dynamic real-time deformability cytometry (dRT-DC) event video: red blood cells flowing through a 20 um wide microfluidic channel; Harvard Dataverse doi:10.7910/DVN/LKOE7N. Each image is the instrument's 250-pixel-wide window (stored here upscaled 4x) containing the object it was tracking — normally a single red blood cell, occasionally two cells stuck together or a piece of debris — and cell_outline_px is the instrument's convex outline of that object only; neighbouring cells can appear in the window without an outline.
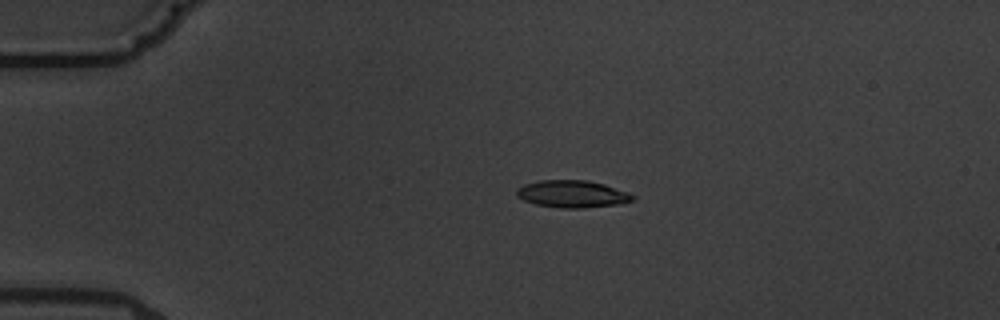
{"species": "common noctule bat (a hibernating species)", "species_latin": "Nyctalus noctula", "temperature_condition": "warm", "stored_images_in_passage": 4, "camera_frame_rate_fps": 3000, "um_per_image_px": 0.085, "animal": {"sex": "male", "body_mass_g": 19.5, "forearm_length_mm": 54.6}, "frame": {"image": 1, "passage_image": 3, "time_ms": 2.333, "image_size_px": [1000, 320], "cell_outline_px": [[636, 196], [632, 200], [624, 204], [584, 208], [560, 208], [536, 204], [524, 200], [516, 196], [516, 188], [524, 184], [540, 180], [588, 180], [604, 184], [628, 192]], "centroid_in_image_um": [48.66, 16.49], "position_along_channel_um": 36.3, "area_um2": 18.61}}